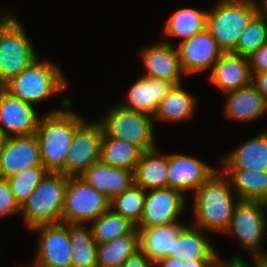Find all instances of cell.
I'll list each match as a JSON object with an SVG mask.
<instances>
[{
	"label": "cell",
	"mask_w": 267,
	"mask_h": 267,
	"mask_svg": "<svg viewBox=\"0 0 267 267\" xmlns=\"http://www.w3.org/2000/svg\"><path fill=\"white\" fill-rule=\"evenodd\" d=\"M63 109H54L39 118L36 137L42 165L49 172L64 174V165L75 130L85 121L71 110L70 98L62 100ZM65 107V108H64Z\"/></svg>",
	"instance_id": "cell-1"
},
{
	"label": "cell",
	"mask_w": 267,
	"mask_h": 267,
	"mask_svg": "<svg viewBox=\"0 0 267 267\" xmlns=\"http://www.w3.org/2000/svg\"><path fill=\"white\" fill-rule=\"evenodd\" d=\"M220 170L215 171L192 195V225L210 233L224 234L240 199L234 196L228 176Z\"/></svg>",
	"instance_id": "cell-2"
},
{
	"label": "cell",
	"mask_w": 267,
	"mask_h": 267,
	"mask_svg": "<svg viewBox=\"0 0 267 267\" xmlns=\"http://www.w3.org/2000/svg\"><path fill=\"white\" fill-rule=\"evenodd\" d=\"M61 70L56 63L38 57L2 88L11 96L36 105L67 89L68 81Z\"/></svg>",
	"instance_id": "cell-3"
},
{
	"label": "cell",
	"mask_w": 267,
	"mask_h": 267,
	"mask_svg": "<svg viewBox=\"0 0 267 267\" xmlns=\"http://www.w3.org/2000/svg\"><path fill=\"white\" fill-rule=\"evenodd\" d=\"M68 176L48 172L22 204L20 214L27 230L39 225L61 222Z\"/></svg>",
	"instance_id": "cell-4"
},
{
	"label": "cell",
	"mask_w": 267,
	"mask_h": 267,
	"mask_svg": "<svg viewBox=\"0 0 267 267\" xmlns=\"http://www.w3.org/2000/svg\"><path fill=\"white\" fill-rule=\"evenodd\" d=\"M207 29L224 53L233 52L242 31L259 12V6L235 0H217L210 7Z\"/></svg>",
	"instance_id": "cell-5"
},
{
	"label": "cell",
	"mask_w": 267,
	"mask_h": 267,
	"mask_svg": "<svg viewBox=\"0 0 267 267\" xmlns=\"http://www.w3.org/2000/svg\"><path fill=\"white\" fill-rule=\"evenodd\" d=\"M31 41L15 13L0 26V88L39 57Z\"/></svg>",
	"instance_id": "cell-6"
},
{
	"label": "cell",
	"mask_w": 267,
	"mask_h": 267,
	"mask_svg": "<svg viewBox=\"0 0 267 267\" xmlns=\"http://www.w3.org/2000/svg\"><path fill=\"white\" fill-rule=\"evenodd\" d=\"M103 136L122 139L139 147L143 152L156 147L154 118L123 108L119 103L108 109L98 120Z\"/></svg>",
	"instance_id": "cell-7"
},
{
	"label": "cell",
	"mask_w": 267,
	"mask_h": 267,
	"mask_svg": "<svg viewBox=\"0 0 267 267\" xmlns=\"http://www.w3.org/2000/svg\"><path fill=\"white\" fill-rule=\"evenodd\" d=\"M266 210L267 202L239 200L224 232L226 235L235 234L241 248L249 252L252 258L267 254L260 246L267 226Z\"/></svg>",
	"instance_id": "cell-8"
},
{
	"label": "cell",
	"mask_w": 267,
	"mask_h": 267,
	"mask_svg": "<svg viewBox=\"0 0 267 267\" xmlns=\"http://www.w3.org/2000/svg\"><path fill=\"white\" fill-rule=\"evenodd\" d=\"M110 208V200L81 176H70L64 194L61 222L92 223Z\"/></svg>",
	"instance_id": "cell-9"
},
{
	"label": "cell",
	"mask_w": 267,
	"mask_h": 267,
	"mask_svg": "<svg viewBox=\"0 0 267 267\" xmlns=\"http://www.w3.org/2000/svg\"><path fill=\"white\" fill-rule=\"evenodd\" d=\"M29 231L39 233L36 254L29 267H71L68 223L39 225Z\"/></svg>",
	"instance_id": "cell-10"
},
{
	"label": "cell",
	"mask_w": 267,
	"mask_h": 267,
	"mask_svg": "<svg viewBox=\"0 0 267 267\" xmlns=\"http://www.w3.org/2000/svg\"><path fill=\"white\" fill-rule=\"evenodd\" d=\"M103 129L97 121H84L76 130L64 165L65 176H81L100 161Z\"/></svg>",
	"instance_id": "cell-11"
},
{
	"label": "cell",
	"mask_w": 267,
	"mask_h": 267,
	"mask_svg": "<svg viewBox=\"0 0 267 267\" xmlns=\"http://www.w3.org/2000/svg\"><path fill=\"white\" fill-rule=\"evenodd\" d=\"M187 196L173 188L147 190L144 210L137 227H155L178 222L186 209Z\"/></svg>",
	"instance_id": "cell-12"
},
{
	"label": "cell",
	"mask_w": 267,
	"mask_h": 267,
	"mask_svg": "<svg viewBox=\"0 0 267 267\" xmlns=\"http://www.w3.org/2000/svg\"><path fill=\"white\" fill-rule=\"evenodd\" d=\"M177 50L186 76L200 74L208 69L212 71L214 64L224 53L207 28L178 43Z\"/></svg>",
	"instance_id": "cell-13"
},
{
	"label": "cell",
	"mask_w": 267,
	"mask_h": 267,
	"mask_svg": "<svg viewBox=\"0 0 267 267\" xmlns=\"http://www.w3.org/2000/svg\"><path fill=\"white\" fill-rule=\"evenodd\" d=\"M39 115L34 105L0 88V134L3 138L35 134Z\"/></svg>",
	"instance_id": "cell-14"
},
{
	"label": "cell",
	"mask_w": 267,
	"mask_h": 267,
	"mask_svg": "<svg viewBox=\"0 0 267 267\" xmlns=\"http://www.w3.org/2000/svg\"><path fill=\"white\" fill-rule=\"evenodd\" d=\"M35 166H43L36 134L2 139L0 177L8 178Z\"/></svg>",
	"instance_id": "cell-15"
},
{
	"label": "cell",
	"mask_w": 267,
	"mask_h": 267,
	"mask_svg": "<svg viewBox=\"0 0 267 267\" xmlns=\"http://www.w3.org/2000/svg\"><path fill=\"white\" fill-rule=\"evenodd\" d=\"M217 170L192 155L168 154V187L193 195Z\"/></svg>",
	"instance_id": "cell-16"
},
{
	"label": "cell",
	"mask_w": 267,
	"mask_h": 267,
	"mask_svg": "<svg viewBox=\"0 0 267 267\" xmlns=\"http://www.w3.org/2000/svg\"><path fill=\"white\" fill-rule=\"evenodd\" d=\"M140 57L146 72L142 76L181 84L184 73L181 68L177 47L169 40L141 49Z\"/></svg>",
	"instance_id": "cell-17"
},
{
	"label": "cell",
	"mask_w": 267,
	"mask_h": 267,
	"mask_svg": "<svg viewBox=\"0 0 267 267\" xmlns=\"http://www.w3.org/2000/svg\"><path fill=\"white\" fill-rule=\"evenodd\" d=\"M173 85L170 81L140 76L127 90L126 99L119 104L127 110L154 117L163 98Z\"/></svg>",
	"instance_id": "cell-18"
},
{
	"label": "cell",
	"mask_w": 267,
	"mask_h": 267,
	"mask_svg": "<svg viewBox=\"0 0 267 267\" xmlns=\"http://www.w3.org/2000/svg\"><path fill=\"white\" fill-rule=\"evenodd\" d=\"M208 79L223 94L249 85L252 75L248 58L232 52L223 53L214 64Z\"/></svg>",
	"instance_id": "cell-19"
},
{
	"label": "cell",
	"mask_w": 267,
	"mask_h": 267,
	"mask_svg": "<svg viewBox=\"0 0 267 267\" xmlns=\"http://www.w3.org/2000/svg\"><path fill=\"white\" fill-rule=\"evenodd\" d=\"M224 95L223 114L228 120L252 122L267 112V101L252 83Z\"/></svg>",
	"instance_id": "cell-20"
},
{
	"label": "cell",
	"mask_w": 267,
	"mask_h": 267,
	"mask_svg": "<svg viewBox=\"0 0 267 267\" xmlns=\"http://www.w3.org/2000/svg\"><path fill=\"white\" fill-rule=\"evenodd\" d=\"M222 170L267 171V129L221 157Z\"/></svg>",
	"instance_id": "cell-21"
},
{
	"label": "cell",
	"mask_w": 267,
	"mask_h": 267,
	"mask_svg": "<svg viewBox=\"0 0 267 267\" xmlns=\"http://www.w3.org/2000/svg\"><path fill=\"white\" fill-rule=\"evenodd\" d=\"M81 177L109 200L135 183L134 171L112 167L101 160L92 164Z\"/></svg>",
	"instance_id": "cell-22"
},
{
	"label": "cell",
	"mask_w": 267,
	"mask_h": 267,
	"mask_svg": "<svg viewBox=\"0 0 267 267\" xmlns=\"http://www.w3.org/2000/svg\"><path fill=\"white\" fill-rule=\"evenodd\" d=\"M187 226L178 221L155 227H136L139 234V250L154 263L169 257V253H173L174 241Z\"/></svg>",
	"instance_id": "cell-23"
},
{
	"label": "cell",
	"mask_w": 267,
	"mask_h": 267,
	"mask_svg": "<svg viewBox=\"0 0 267 267\" xmlns=\"http://www.w3.org/2000/svg\"><path fill=\"white\" fill-rule=\"evenodd\" d=\"M204 230L188 225L174 241L173 253L169 257L179 258L183 262L195 260H220L213 242L206 237Z\"/></svg>",
	"instance_id": "cell-24"
},
{
	"label": "cell",
	"mask_w": 267,
	"mask_h": 267,
	"mask_svg": "<svg viewBox=\"0 0 267 267\" xmlns=\"http://www.w3.org/2000/svg\"><path fill=\"white\" fill-rule=\"evenodd\" d=\"M135 184L145 191L168 187V154L144 151L134 171Z\"/></svg>",
	"instance_id": "cell-25"
},
{
	"label": "cell",
	"mask_w": 267,
	"mask_h": 267,
	"mask_svg": "<svg viewBox=\"0 0 267 267\" xmlns=\"http://www.w3.org/2000/svg\"><path fill=\"white\" fill-rule=\"evenodd\" d=\"M197 100L193 94L183 89L182 83L173 85L163 98L155 114L154 121L180 123L192 119L195 115Z\"/></svg>",
	"instance_id": "cell-26"
},
{
	"label": "cell",
	"mask_w": 267,
	"mask_h": 267,
	"mask_svg": "<svg viewBox=\"0 0 267 267\" xmlns=\"http://www.w3.org/2000/svg\"><path fill=\"white\" fill-rule=\"evenodd\" d=\"M208 11L192 7L180 8L169 16L164 26L167 38H180L181 41L207 28Z\"/></svg>",
	"instance_id": "cell-27"
},
{
	"label": "cell",
	"mask_w": 267,
	"mask_h": 267,
	"mask_svg": "<svg viewBox=\"0 0 267 267\" xmlns=\"http://www.w3.org/2000/svg\"><path fill=\"white\" fill-rule=\"evenodd\" d=\"M68 223L69 238L72 245L71 267H98L97 243L91 226Z\"/></svg>",
	"instance_id": "cell-28"
},
{
	"label": "cell",
	"mask_w": 267,
	"mask_h": 267,
	"mask_svg": "<svg viewBox=\"0 0 267 267\" xmlns=\"http://www.w3.org/2000/svg\"><path fill=\"white\" fill-rule=\"evenodd\" d=\"M240 200L267 202V171L223 170Z\"/></svg>",
	"instance_id": "cell-29"
},
{
	"label": "cell",
	"mask_w": 267,
	"mask_h": 267,
	"mask_svg": "<svg viewBox=\"0 0 267 267\" xmlns=\"http://www.w3.org/2000/svg\"><path fill=\"white\" fill-rule=\"evenodd\" d=\"M142 153L143 151L132 143L102 136L100 160L112 167L135 171Z\"/></svg>",
	"instance_id": "cell-30"
},
{
	"label": "cell",
	"mask_w": 267,
	"mask_h": 267,
	"mask_svg": "<svg viewBox=\"0 0 267 267\" xmlns=\"http://www.w3.org/2000/svg\"><path fill=\"white\" fill-rule=\"evenodd\" d=\"M139 251L137 228L129 235L115 238L110 242L97 244L98 267L122 265L130 256Z\"/></svg>",
	"instance_id": "cell-31"
},
{
	"label": "cell",
	"mask_w": 267,
	"mask_h": 267,
	"mask_svg": "<svg viewBox=\"0 0 267 267\" xmlns=\"http://www.w3.org/2000/svg\"><path fill=\"white\" fill-rule=\"evenodd\" d=\"M90 226L97 244L129 235L136 229L132 222L115 213L111 208L102 213Z\"/></svg>",
	"instance_id": "cell-32"
},
{
	"label": "cell",
	"mask_w": 267,
	"mask_h": 267,
	"mask_svg": "<svg viewBox=\"0 0 267 267\" xmlns=\"http://www.w3.org/2000/svg\"><path fill=\"white\" fill-rule=\"evenodd\" d=\"M145 193L142 187L134 183L110 200V208L137 227L143 215Z\"/></svg>",
	"instance_id": "cell-33"
},
{
	"label": "cell",
	"mask_w": 267,
	"mask_h": 267,
	"mask_svg": "<svg viewBox=\"0 0 267 267\" xmlns=\"http://www.w3.org/2000/svg\"><path fill=\"white\" fill-rule=\"evenodd\" d=\"M264 44H267V17L259 11L242 31L232 53L248 57Z\"/></svg>",
	"instance_id": "cell-34"
},
{
	"label": "cell",
	"mask_w": 267,
	"mask_h": 267,
	"mask_svg": "<svg viewBox=\"0 0 267 267\" xmlns=\"http://www.w3.org/2000/svg\"><path fill=\"white\" fill-rule=\"evenodd\" d=\"M49 171L44 166L26 168L8 178L11 191L20 206L28 199L33 190Z\"/></svg>",
	"instance_id": "cell-35"
},
{
	"label": "cell",
	"mask_w": 267,
	"mask_h": 267,
	"mask_svg": "<svg viewBox=\"0 0 267 267\" xmlns=\"http://www.w3.org/2000/svg\"><path fill=\"white\" fill-rule=\"evenodd\" d=\"M21 206L15 200L6 178L0 177V219L20 214Z\"/></svg>",
	"instance_id": "cell-36"
},
{
	"label": "cell",
	"mask_w": 267,
	"mask_h": 267,
	"mask_svg": "<svg viewBox=\"0 0 267 267\" xmlns=\"http://www.w3.org/2000/svg\"><path fill=\"white\" fill-rule=\"evenodd\" d=\"M251 74L267 71V44L256 49L248 57Z\"/></svg>",
	"instance_id": "cell-37"
},
{
	"label": "cell",
	"mask_w": 267,
	"mask_h": 267,
	"mask_svg": "<svg viewBox=\"0 0 267 267\" xmlns=\"http://www.w3.org/2000/svg\"><path fill=\"white\" fill-rule=\"evenodd\" d=\"M123 267H155V263L149 260L140 250L130 256L123 264Z\"/></svg>",
	"instance_id": "cell-38"
},
{
	"label": "cell",
	"mask_w": 267,
	"mask_h": 267,
	"mask_svg": "<svg viewBox=\"0 0 267 267\" xmlns=\"http://www.w3.org/2000/svg\"><path fill=\"white\" fill-rule=\"evenodd\" d=\"M251 83L261 93L263 98L267 101V71L251 74Z\"/></svg>",
	"instance_id": "cell-39"
},
{
	"label": "cell",
	"mask_w": 267,
	"mask_h": 267,
	"mask_svg": "<svg viewBox=\"0 0 267 267\" xmlns=\"http://www.w3.org/2000/svg\"><path fill=\"white\" fill-rule=\"evenodd\" d=\"M246 261H244V259L240 256H232L231 259H226L223 261V259L221 258L213 267H245L244 263Z\"/></svg>",
	"instance_id": "cell-40"
},
{
	"label": "cell",
	"mask_w": 267,
	"mask_h": 267,
	"mask_svg": "<svg viewBox=\"0 0 267 267\" xmlns=\"http://www.w3.org/2000/svg\"><path fill=\"white\" fill-rule=\"evenodd\" d=\"M183 263L179 258L164 257L155 263V267H183Z\"/></svg>",
	"instance_id": "cell-41"
},
{
	"label": "cell",
	"mask_w": 267,
	"mask_h": 267,
	"mask_svg": "<svg viewBox=\"0 0 267 267\" xmlns=\"http://www.w3.org/2000/svg\"><path fill=\"white\" fill-rule=\"evenodd\" d=\"M219 260H189L183 263V267H213Z\"/></svg>",
	"instance_id": "cell-42"
},
{
	"label": "cell",
	"mask_w": 267,
	"mask_h": 267,
	"mask_svg": "<svg viewBox=\"0 0 267 267\" xmlns=\"http://www.w3.org/2000/svg\"><path fill=\"white\" fill-rule=\"evenodd\" d=\"M253 259V267H267V254L259 257L252 258ZM248 262H245V267H251Z\"/></svg>",
	"instance_id": "cell-43"
},
{
	"label": "cell",
	"mask_w": 267,
	"mask_h": 267,
	"mask_svg": "<svg viewBox=\"0 0 267 267\" xmlns=\"http://www.w3.org/2000/svg\"><path fill=\"white\" fill-rule=\"evenodd\" d=\"M1 15H0V26L2 25V23H4V21L12 14L11 11L9 12H5L3 10L0 11Z\"/></svg>",
	"instance_id": "cell-44"
},
{
	"label": "cell",
	"mask_w": 267,
	"mask_h": 267,
	"mask_svg": "<svg viewBox=\"0 0 267 267\" xmlns=\"http://www.w3.org/2000/svg\"><path fill=\"white\" fill-rule=\"evenodd\" d=\"M259 11L267 17V0H264V2L259 6Z\"/></svg>",
	"instance_id": "cell-45"
},
{
	"label": "cell",
	"mask_w": 267,
	"mask_h": 267,
	"mask_svg": "<svg viewBox=\"0 0 267 267\" xmlns=\"http://www.w3.org/2000/svg\"><path fill=\"white\" fill-rule=\"evenodd\" d=\"M235 1L251 3V4H254L257 6H260L264 2V0H262V1L260 0V3L258 2V0H235Z\"/></svg>",
	"instance_id": "cell-46"
},
{
	"label": "cell",
	"mask_w": 267,
	"mask_h": 267,
	"mask_svg": "<svg viewBox=\"0 0 267 267\" xmlns=\"http://www.w3.org/2000/svg\"><path fill=\"white\" fill-rule=\"evenodd\" d=\"M2 139H3V137H2L1 134H0V144H1Z\"/></svg>",
	"instance_id": "cell-47"
}]
</instances>
